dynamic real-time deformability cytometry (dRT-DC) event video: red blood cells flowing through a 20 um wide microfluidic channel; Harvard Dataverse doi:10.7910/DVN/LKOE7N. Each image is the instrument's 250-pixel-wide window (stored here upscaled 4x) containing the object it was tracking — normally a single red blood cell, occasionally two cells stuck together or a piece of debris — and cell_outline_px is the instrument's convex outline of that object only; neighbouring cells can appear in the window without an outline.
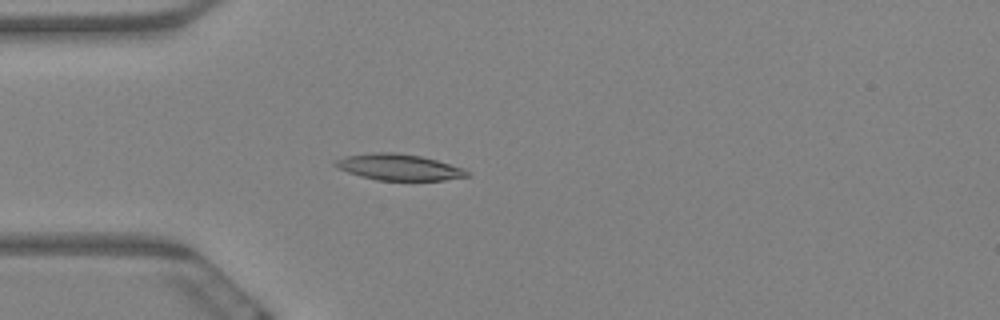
{"species": "Egyptian fruit bat (a non-hibernating species)", "species_latin": "Rousettus aegyptiacus", "temperature_condition": "warm", "stored_images_in_passage": 5, "camera_frame_rate_fps": 3000, "um_per_image_px": 0.085, "animal": {"sex": "female"}, "frame": {"image": 1, "passage_image": 5, "time_ms": 1.333, "image_size_px": [1000, 320], "cell_outline_px": [[472, 176], [444, 180], [376, 180], [360, 176], [336, 168], [332, 164], [336, 160], [344, 156], [372, 152], [396, 152], [420, 156], [436, 160], [464, 168]], "centroid_in_image_um": [33.88, 14.2], "position_along_channel_um": 51.1, "area_um2": 20.23}}